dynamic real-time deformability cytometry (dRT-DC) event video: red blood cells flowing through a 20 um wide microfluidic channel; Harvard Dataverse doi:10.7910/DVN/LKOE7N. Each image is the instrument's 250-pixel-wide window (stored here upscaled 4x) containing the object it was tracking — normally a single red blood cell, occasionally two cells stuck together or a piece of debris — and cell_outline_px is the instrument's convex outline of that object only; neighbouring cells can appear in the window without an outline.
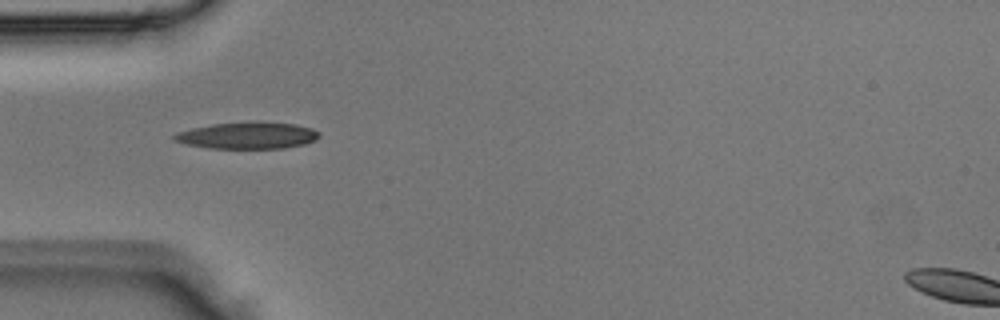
{"species": "Egyptian fruit bat (a non-hibernating species)", "species_latin": "Rousettus aegyptiacus", "temperature_condition": "room temperature", "stored_images_in_passage": 2, "camera_frame_rate_fps": 3000, "um_per_image_px": 0.085, "animal": {"sex": "male"}, "frame": {"image": 1, "passage_image": 1, "time_ms": 0.0, "image_size_px": [1000, 320], "cell_outline_px": [[320, 136], [316, 140], [304, 144], [284, 148], [208, 148], [188, 144], [172, 140], [172, 136], [176, 132], [192, 128], [212, 124], [296, 124], [312, 128], [320, 132]], "centroid_in_image_um": [21.03, 11.55], "position_along_channel_um": 64.0, "area_um2": 21.73}}
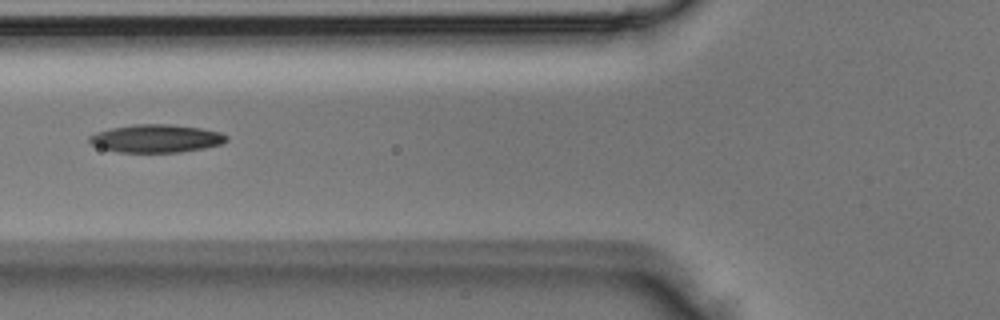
{"frame": {"image": 2, "passage_image": 2, "time_ms": 0.333, "image_size_px": [1000, 320], "cell_outline_px": [[228, 140], [220, 144], [204, 148], [180, 152], [116, 152], [100, 148], [92, 144], [88, 140], [88, 136], [96, 132], [112, 128], [132, 124], [168, 124], [200, 128], [220, 132], [228, 136]], "centroid_in_image_um": [13.25, 11.77], "position_along_channel_um": 112.5, "area_um2": 22.37}}